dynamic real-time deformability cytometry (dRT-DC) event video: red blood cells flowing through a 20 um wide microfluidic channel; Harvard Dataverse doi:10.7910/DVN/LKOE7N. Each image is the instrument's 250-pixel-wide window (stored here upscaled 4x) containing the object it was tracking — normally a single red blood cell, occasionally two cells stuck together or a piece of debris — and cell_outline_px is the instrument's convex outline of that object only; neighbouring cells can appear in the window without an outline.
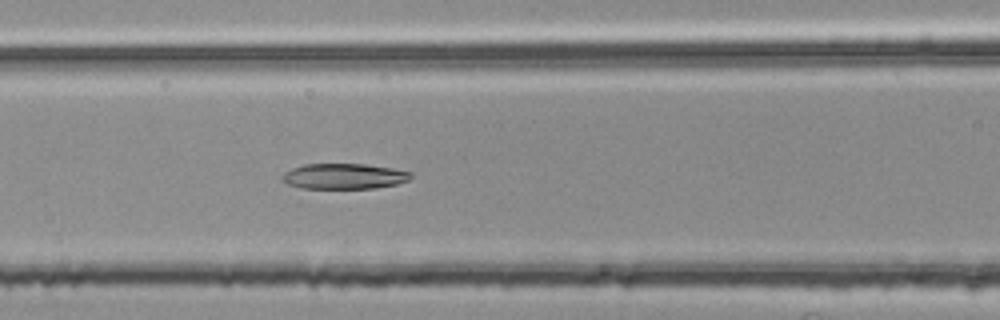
{"species": "common noctule bat (a hibernating species)", "species_latin": "Nyctalus noctula", "temperature_condition": "room temperature", "stored_images_in_passage": 28, "camera_frame_rate_fps": 3000, "um_per_image_px": 0.085, "animal": {"sex": "female", "body_mass_g": 25.1}, "frame": {"image": 1, "passage_image": 9, "time_ms": 2.667, "image_size_px": [1000, 320], "cell_outline_px": [[412, 176], [408, 180], [396, 184], [372, 188], [300, 188], [288, 184], [280, 176], [284, 172], [292, 168], [304, 164], [364, 164], [392, 168], [412, 172]], "centroid_in_image_um": [29.23, 14.97], "position_along_channel_um": 137.4, "area_um2": 19.02}}
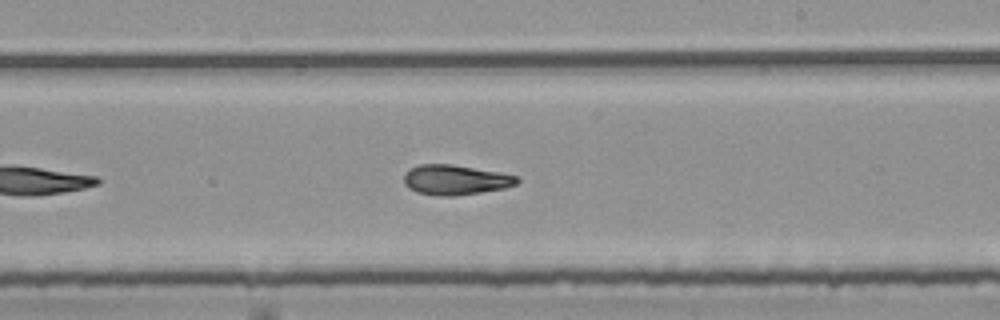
{"frame": {"image": 2, "passage_image": 18, "time_ms": 5.667, "image_size_px": [1000, 320], "cell_outline_px": [[520, 180], [516, 184], [504, 188], [480, 192], [452, 196], [436, 196], [416, 192], [408, 188], [404, 184], [404, 172], [420, 164], [452, 164], [496, 172], [516, 176]], "centroid_in_image_um": [38.65, 15.29], "position_along_channel_um": 250.4, "area_um2": 19.59}}
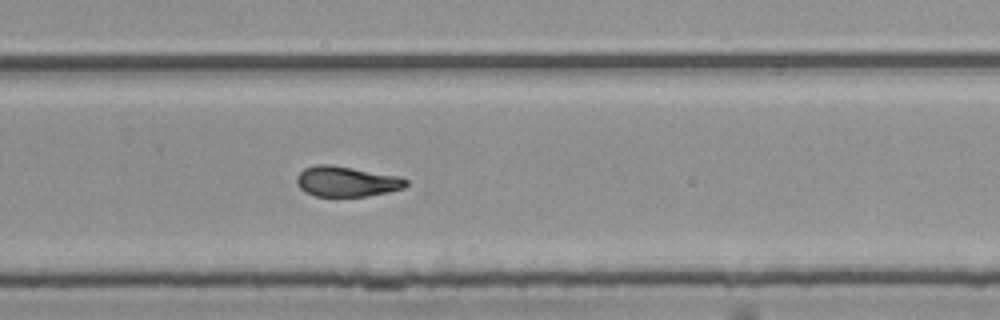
{"frame": {"image": 3, "passage_image": 22, "time_ms": 7.0, "image_size_px": [1000, 320], "cell_outline_px": [[408, 184], [404, 188], [388, 192], [364, 196], [316, 196], [304, 192], [300, 188], [296, 180], [296, 176], [304, 168], [316, 164], [328, 164], [400, 176], [408, 180]], "centroid_in_image_um": [29.45, 15.42], "position_along_channel_um": 300.3, "area_um2": 19.31}, "authors_computed_cell_mechanics": {"area_um2": 19.5942, "velocity_mm_per_s": 3.7723, "shape_relaxation_time_tau1_ms": null, "shape_relaxation_time_tau2_ms": 6.2464, "deformation_change_tau1": null, "deformation_change_tau2": 0.1543}}